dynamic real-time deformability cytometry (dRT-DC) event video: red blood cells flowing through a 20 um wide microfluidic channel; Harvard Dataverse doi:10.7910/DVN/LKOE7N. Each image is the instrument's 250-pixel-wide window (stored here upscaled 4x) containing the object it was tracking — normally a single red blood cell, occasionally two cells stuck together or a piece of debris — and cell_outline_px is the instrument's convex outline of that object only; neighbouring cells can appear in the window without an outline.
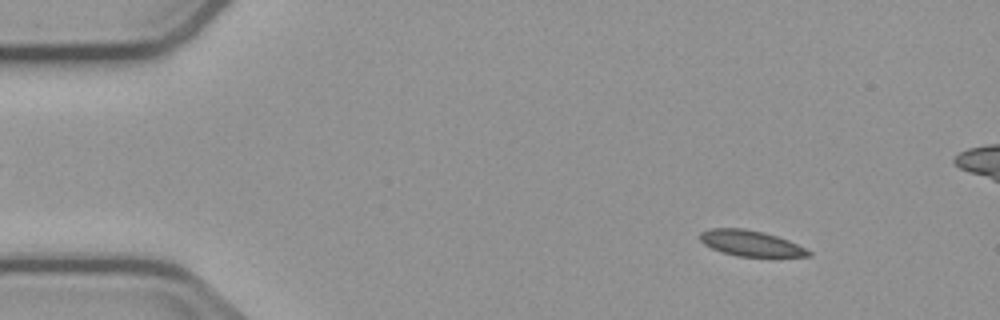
{"species": "common noctule bat (a hibernating species)", "species_latin": "Nyctalus noctula", "temperature_condition": "cold", "stored_images_in_passage": 8, "camera_frame_rate_fps": 3000, "um_per_image_px": 0.085, "animal": {"sex": "male", "body_mass_g": 23.1, "forearm_length_mm": 52.7}, "frame": {"image": 1, "passage_image": 2, "time_ms": 2.0, "image_size_px": [1000, 320], "cell_outline_px": [[812, 256], [736, 256], [712, 248], [704, 244], [700, 240], [700, 232], [712, 228], [744, 228], [764, 232], [788, 240], [812, 252]], "centroid_in_image_um": [63.79, 20.67], "position_along_channel_um": 21.2, "area_um2": 16.01}}
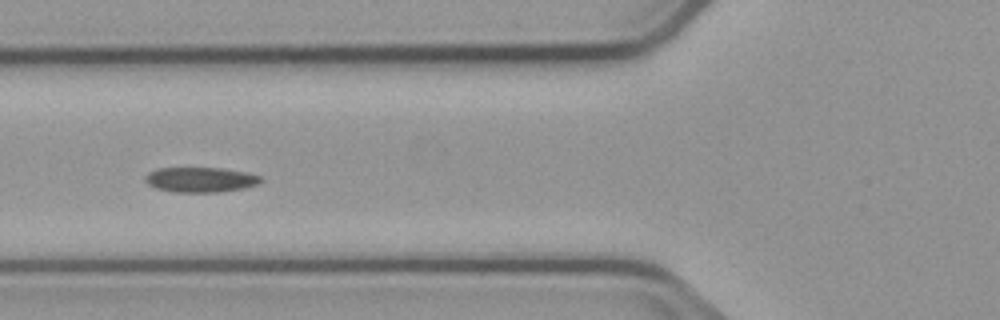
{"frame": {"image": 2, "passage_image": 6, "time_ms": 6.667, "image_size_px": [1000, 320], "cell_outline_px": [[264, 180], [260, 184], [244, 188], [220, 192], [176, 192], [156, 188], [148, 184], [144, 180], [144, 176], [148, 172], [160, 168], [220, 168], [248, 172], [260, 176]], "centroid_in_image_um": [17.08, 15.27], "position_along_channel_um": 108.7, "area_um2": 16.99}}
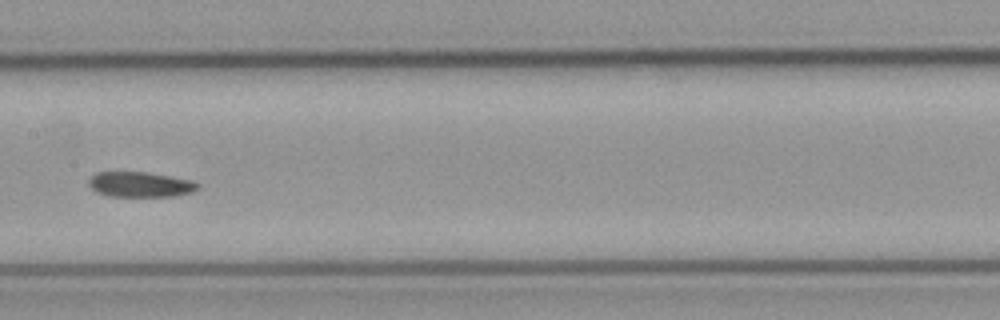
{"frame": {"image": 3, "passage_image": 8, "time_ms": 9.0, "image_size_px": [1000, 320], "cell_outline_px": [[200, 188], [192, 192], [172, 196], [108, 196], [96, 192], [88, 184], [88, 180], [96, 172], [148, 172], [192, 180], [200, 184]], "centroid_in_image_um": [11.93, 15.67], "position_along_channel_um": 195.5, "area_um2": 16.07}}